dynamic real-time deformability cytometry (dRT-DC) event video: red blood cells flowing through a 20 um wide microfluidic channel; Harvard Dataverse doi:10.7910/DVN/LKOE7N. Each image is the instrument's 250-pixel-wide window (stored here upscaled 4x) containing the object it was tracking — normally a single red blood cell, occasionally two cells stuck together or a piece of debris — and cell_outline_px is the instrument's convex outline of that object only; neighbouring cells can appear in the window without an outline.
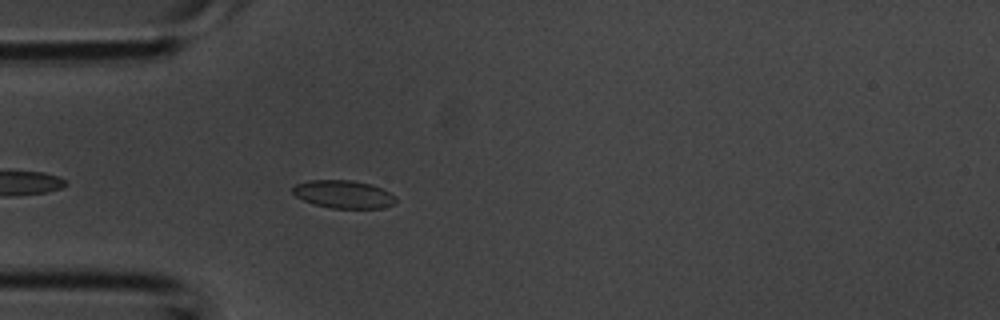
{"species": "common noctule bat (a hibernating species)", "species_latin": "Nyctalus noctula", "temperature_condition": "room temperature", "stored_images_in_passage": 4, "camera_frame_rate_fps": 3000, "um_per_image_px": 0.085, "animal": {"sex": "male", "body_mass_g": 20.1, "forearm_length_mm": 53.5}, "frame": {"image": 1, "passage_image": 4, "time_ms": 1.0, "image_size_px": [1000, 320], "cell_outline_px": [[396, 200], [392, 204], [384, 208], [332, 208], [316, 204], [304, 200], [296, 196], [292, 192], [292, 188], [296, 184], [308, 180], [352, 180], [372, 184], [396, 196]], "centroid_in_image_um": [29.2, 16.5], "position_along_channel_um": 55.8, "area_um2": 16.65}}